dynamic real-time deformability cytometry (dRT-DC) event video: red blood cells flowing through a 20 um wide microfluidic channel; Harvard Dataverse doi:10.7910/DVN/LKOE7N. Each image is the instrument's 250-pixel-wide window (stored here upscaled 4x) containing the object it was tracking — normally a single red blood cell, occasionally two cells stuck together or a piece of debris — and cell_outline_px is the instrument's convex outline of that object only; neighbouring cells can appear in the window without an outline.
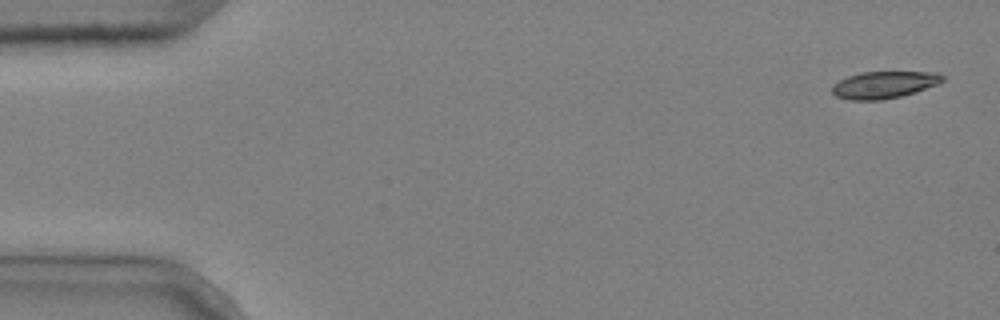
{"species": "common noctule bat (a hibernating species)", "species_latin": "Nyctalus noctula", "temperature_condition": "cold", "stored_images_in_passage": 5, "camera_frame_rate_fps": 3000, "um_per_image_px": 0.085, "animal": {"sex": "male", "body_mass_g": 20.4}, "frame": {"image": 1, "passage_image": 1, "time_ms": 0.0, "image_size_px": [1000, 320], "cell_outline_px": [[944, 80], [940, 84], [900, 96], [880, 100], [848, 100], [836, 96], [832, 92], [832, 84], [848, 76], [860, 72], [940, 72], [944, 76]], "centroid_in_image_um": [75.15, 7.2], "position_along_channel_um": 9.8, "area_um2": 17.46}}
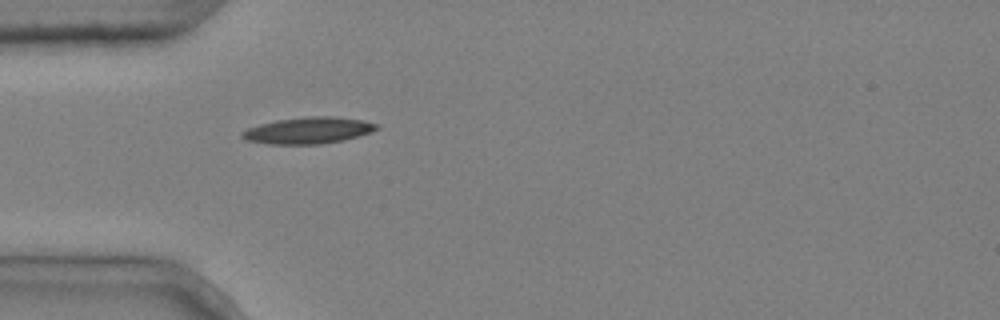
{"frame": {"image": 2, "passage_image": 5, "time_ms": 1.333, "image_size_px": [1000, 320], "cell_outline_px": [[380, 128], [344, 140], [320, 144], [268, 144], [244, 140], [240, 136], [240, 132], [248, 128], [260, 124], [276, 120], [308, 116], [332, 116], [360, 120], [380, 124]], "centroid_in_image_um": [26.15, 11.09], "position_along_channel_um": 58.8, "area_um2": 20.75}}